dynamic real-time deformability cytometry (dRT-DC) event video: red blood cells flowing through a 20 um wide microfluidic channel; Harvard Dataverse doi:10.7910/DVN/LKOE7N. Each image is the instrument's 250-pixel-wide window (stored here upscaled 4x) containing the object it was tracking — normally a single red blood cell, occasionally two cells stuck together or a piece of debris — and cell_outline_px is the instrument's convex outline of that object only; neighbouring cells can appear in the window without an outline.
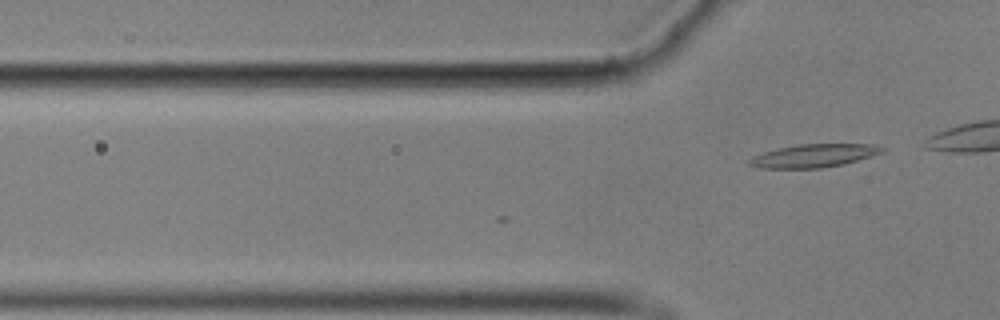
{"species": "common noctule bat (a hibernating species)", "species_latin": "Nyctalus noctula", "temperature_condition": "cold", "stored_images_in_passage": 5, "camera_frame_rate_fps": 3000, "um_per_image_px": 0.085, "animal": {"sex": "male", "body_mass_g": 17.9}, "frame": {"image": 1, "passage_image": 5, "time_ms": 1.333, "image_size_px": [1000, 320], "cell_outline_px": [[884, 152], [844, 164], [820, 168], [760, 168], [748, 164], [748, 160], [752, 156], [764, 152], [780, 148], [800, 144], [876, 144], [884, 148]], "centroid_in_image_um": [69.18, 13.23], "position_along_channel_um": 56.6, "area_um2": 17.8}}